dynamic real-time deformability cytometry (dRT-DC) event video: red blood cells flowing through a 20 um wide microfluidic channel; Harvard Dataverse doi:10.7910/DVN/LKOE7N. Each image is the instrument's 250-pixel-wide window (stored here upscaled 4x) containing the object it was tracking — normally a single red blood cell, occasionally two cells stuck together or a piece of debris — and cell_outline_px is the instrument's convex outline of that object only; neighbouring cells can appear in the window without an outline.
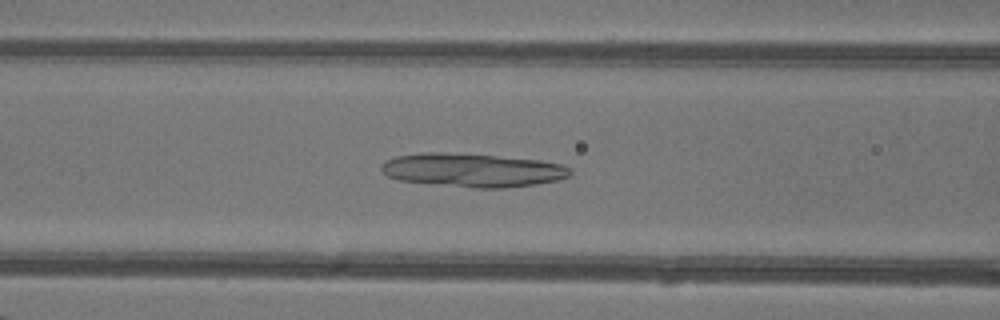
{"species": "common noctule bat (a hibernating species)", "species_latin": "Nyctalus noctula", "temperature_condition": "warm", "stored_images_in_passage": 48, "camera_frame_rate_fps": 3000, "um_per_image_px": 0.085, "animal": {"sex": "female"}, "frame": {"image": 1, "passage_image": 21, "time_ms": 6.667, "image_size_px": [1000, 320], "cell_outline_px": [[572, 172], [568, 176], [556, 180], [536, 184], [504, 188], [476, 188], [400, 180], [388, 176], [380, 168], [380, 164], [384, 160], [396, 156], [424, 152], [440, 152], [496, 156], [540, 160], [560, 164], [572, 168]], "centroid_in_image_um": [40.16, 14.45], "position_along_channel_um": 126.4, "area_um2": 36.76}}
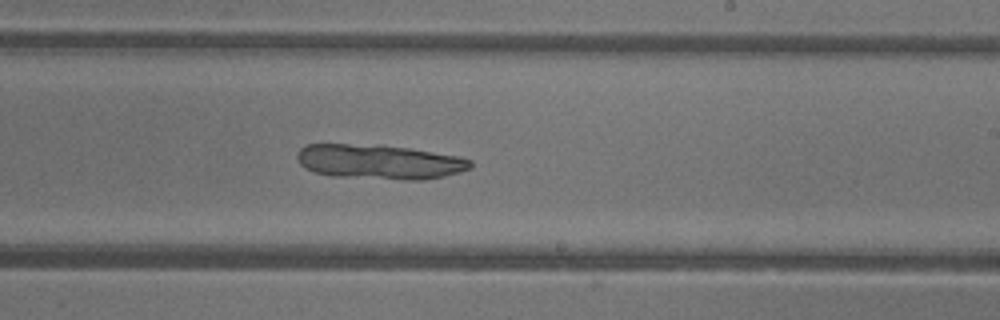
{"frame": {"image": 2, "passage_image": 30, "time_ms": 9.667, "image_size_px": [1000, 320], "cell_outline_px": [[472, 168], [460, 172], [444, 176], [424, 180], [404, 180], [332, 176], [316, 172], [304, 168], [300, 164], [296, 156], [300, 148], [308, 144], [380, 144], [408, 148], [460, 156], [472, 160]], "centroid_in_image_um": [32.27, 13.75], "position_along_channel_um": 256.7, "area_um2": 35.37}}
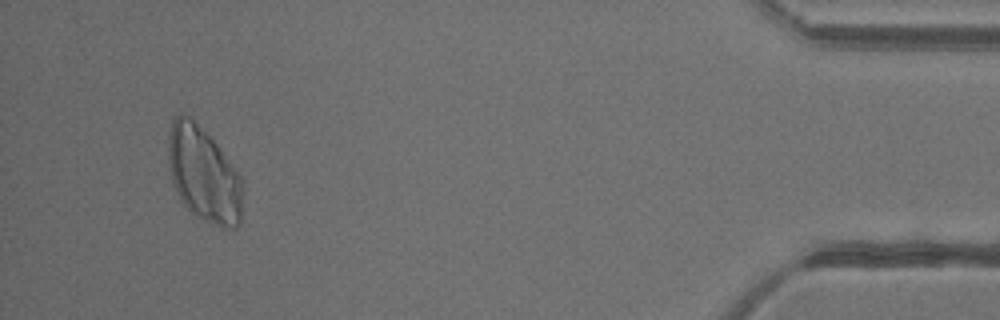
{"frame": {"image": 3, "passage_image": 46, "time_ms": 15.0, "image_size_px": [1000, 320], "cell_outline_px": [[240, 224], [236, 228], [224, 228], [204, 220], [196, 216], [184, 204], [176, 192], [172, 180], [168, 160], [168, 136], [172, 120], [180, 112], [188, 116], [216, 144], [236, 168], [240, 176]], "centroid_in_image_um": [17.28, 14.83], "position_along_channel_um": 417.9, "area_um2": 40.4}}